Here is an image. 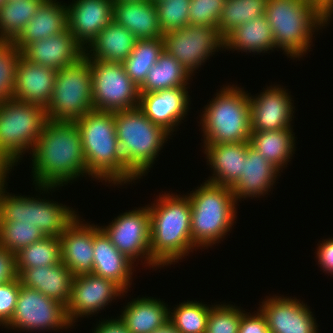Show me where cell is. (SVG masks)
<instances>
[{
    "instance_id": "23",
    "label": "cell",
    "mask_w": 333,
    "mask_h": 333,
    "mask_svg": "<svg viewBox=\"0 0 333 333\" xmlns=\"http://www.w3.org/2000/svg\"><path fill=\"white\" fill-rule=\"evenodd\" d=\"M92 274L107 278L118 284L125 294L131 285L133 262L122 254L110 241L105 232L94 225Z\"/></svg>"
},
{
    "instance_id": "42",
    "label": "cell",
    "mask_w": 333,
    "mask_h": 333,
    "mask_svg": "<svg viewBox=\"0 0 333 333\" xmlns=\"http://www.w3.org/2000/svg\"><path fill=\"white\" fill-rule=\"evenodd\" d=\"M243 312L231 304L212 305L205 333H238Z\"/></svg>"
},
{
    "instance_id": "12",
    "label": "cell",
    "mask_w": 333,
    "mask_h": 333,
    "mask_svg": "<svg viewBox=\"0 0 333 333\" xmlns=\"http://www.w3.org/2000/svg\"><path fill=\"white\" fill-rule=\"evenodd\" d=\"M66 307L48 298L36 289L20 287L15 312L5 328H19L20 331L63 329L71 327Z\"/></svg>"
},
{
    "instance_id": "25",
    "label": "cell",
    "mask_w": 333,
    "mask_h": 333,
    "mask_svg": "<svg viewBox=\"0 0 333 333\" xmlns=\"http://www.w3.org/2000/svg\"><path fill=\"white\" fill-rule=\"evenodd\" d=\"M280 170L261 157L251 145L247 148L243 172L239 179L230 187L235 200L246 197H260L267 194L273 187ZM253 196V197H252Z\"/></svg>"
},
{
    "instance_id": "16",
    "label": "cell",
    "mask_w": 333,
    "mask_h": 333,
    "mask_svg": "<svg viewBox=\"0 0 333 333\" xmlns=\"http://www.w3.org/2000/svg\"><path fill=\"white\" fill-rule=\"evenodd\" d=\"M260 306L258 310L272 333H318L309 306L296 298L273 296Z\"/></svg>"
},
{
    "instance_id": "39",
    "label": "cell",
    "mask_w": 333,
    "mask_h": 333,
    "mask_svg": "<svg viewBox=\"0 0 333 333\" xmlns=\"http://www.w3.org/2000/svg\"><path fill=\"white\" fill-rule=\"evenodd\" d=\"M45 237L32 223L0 221V247L13 254Z\"/></svg>"
},
{
    "instance_id": "50",
    "label": "cell",
    "mask_w": 333,
    "mask_h": 333,
    "mask_svg": "<svg viewBox=\"0 0 333 333\" xmlns=\"http://www.w3.org/2000/svg\"><path fill=\"white\" fill-rule=\"evenodd\" d=\"M316 6L320 8L330 19L333 15V0H316Z\"/></svg>"
},
{
    "instance_id": "4",
    "label": "cell",
    "mask_w": 333,
    "mask_h": 333,
    "mask_svg": "<svg viewBox=\"0 0 333 333\" xmlns=\"http://www.w3.org/2000/svg\"><path fill=\"white\" fill-rule=\"evenodd\" d=\"M264 15L276 48H281L293 59L301 58L307 52L312 32L330 21L320 8L307 0H268Z\"/></svg>"
},
{
    "instance_id": "18",
    "label": "cell",
    "mask_w": 333,
    "mask_h": 333,
    "mask_svg": "<svg viewBox=\"0 0 333 333\" xmlns=\"http://www.w3.org/2000/svg\"><path fill=\"white\" fill-rule=\"evenodd\" d=\"M73 2L67 6L68 30L85 49L113 21L114 0Z\"/></svg>"
},
{
    "instance_id": "33",
    "label": "cell",
    "mask_w": 333,
    "mask_h": 333,
    "mask_svg": "<svg viewBox=\"0 0 333 333\" xmlns=\"http://www.w3.org/2000/svg\"><path fill=\"white\" fill-rule=\"evenodd\" d=\"M191 75L181 63L166 50L147 73L145 81L138 87L139 93H150L164 89L185 87Z\"/></svg>"
},
{
    "instance_id": "30",
    "label": "cell",
    "mask_w": 333,
    "mask_h": 333,
    "mask_svg": "<svg viewBox=\"0 0 333 333\" xmlns=\"http://www.w3.org/2000/svg\"><path fill=\"white\" fill-rule=\"evenodd\" d=\"M119 316L130 333H151L169 321L170 309L160 299L137 298Z\"/></svg>"
},
{
    "instance_id": "13",
    "label": "cell",
    "mask_w": 333,
    "mask_h": 333,
    "mask_svg": "<svg viewBox=\"0 0 333 333\" xmlns=\"http://www.w3.org/2000/svg\"><path fill=\"white\" fill-rule=\"evenodd\" d=\"M164 50L177 59L192 76L212 52L224 49V37L217 27L187 25L164 33ZM206 59V60H205Z\"/></svg>"
},
{
    "instance_id": "24",
    "label": "cell",
    "mask_w": 333,
    "mask_h": 333,
    "mask_svg": "<svg viewBox=\"0 0 333 333\" xmlns=\"http://www.w3.org/2000/svg\"><path fill=\"white\" fill-rule=\"evenodd\" d=\"M22 286L36 289L65 307L71 297L74 275L60 261L53 266L16 269Z\"/></svg>"
},
{
    "instance_id": "19",
    "label": "cell",
    "mask_w": 333,
    "mask_h": 333,
    "mask_svg": "<svg viewBox=\"0 0 333 333\" xmlns=\"http://www.w3.org/2000/svg\"><path fill=\"white\" fill-rule=\"evenodd\" d=\"M187 88L176 87L139 93L138 108L150 121L170 134L175 131V127L185 118L189 110L188 105L191 101Z\"/></svg>"
},
{
    "instance_id": "28",
    "label": "cell",
    "mask_w": 333,
    "mask_h": 333,
    "mask_svg": "<svg viewBox=\"0 0 333 333\" xmlns=\"http://www.w3.org/2000/svg\"><path fill=\"white\" fill-rule=\"evenodd\" d=\"M56 1L44 0L34 17L14 40L20 51L32 42L47 39L68 29L67 5H62L61 2Z\"/></svg>"
},
{
    "instance_id": "2",
    "label": "cell",
    "mask_w": 333,
    "mask_h": 333,
    "mask_svg": "<svg viewBox=\"0 0 333 333\" xmlns=\"http://www.w3.org/2000/svg\"><path fill=\"white\" fill-rule=\"evenodd\" d=\"M75 122L89 177L113 185L137 180L124 164L116 135L114 112L93 109Z\"/></svg>"
},
{
    "instance_id": "14",
    "label": "cell",
    "mask_w": 333,
    "mask_h": 333,
    "mask_svg": "<svg viewBox=\"0 0 333 333\" xmlns=\"http://www.w3.org/2000/svg\"><path fill=\"white\" fill-rule=\"evenodd\" d=\"M112 244L129 260L145 258L147 266L159 267L150 255V213L148 206L124 212L108 226L100 227Z\"/></svg>"
},
{
    "instance_id": "3",
    "label": "cell",
    "mask_w": 333,
    "mask_h": 333,
    "mask_svg": "<svg viewBox=\"0 0 333 333\" xmlns=\"http://www.w3.org/2000/svg\"><path fill=\"white\" fill-rule=\"evenodd\" d=\"M156 201L148 206L150 255L159 267H164L178 262L196 246L191 238V205L188 196L165 193L159 195Z\"/></svg>"
},
{
    "instance_id": "8",
    "label": "cell",
    "mask_w": 333,
    "mask_h": 333,
    "mask_svg": "<svg viewBox=\"0 0 333 333\" xmlns=\"http://www.w3.org/2000/svg\"><path fill=\"white\" fill-rule=\"evenodd\" d=\"M47 120L45 108L38 104L0 102V153L12 166L27 150L31 154Z\"/></svg>"
},
{
    "instance_id": "6",
    "label": "cell",
    "mask_w": 333,
    "mask_h": 333,
    "mask_svg": "<svg viewBox=\"0 0 333 333\" xmlns=\"http://www.w3.org/2000/svg\"><path fill=\"white\" fill-rule=\"evenodd\" d=\"M188 196L191 205V238L196 247L218 243L233 226L236 200L230 187L204 182Z\"/></svg>"
},
{
    "instance_id": "53",
    "label": "cell",
    "mask_w": 333,
    "mask_h": 333,
    "mask_svg": "<svg viewBox=\"0 0 333 333\" xmlns=\"http://www.w3.org/2000/svg\"><path fill=\"white\" fill-rule=\"evenodd\" d=\"M307 1H309V2H311V3H313V4L316 5V0H307Z\"/></svg>"
},
{
    "instance_id": "54",
    "label": "cell",
    "mask_w": 333,
    "mask_h": 333,
    "mask_svg": "<svg viewBox=\"0 0 333 333\" xmlns=\"http://www.w3.org/2000/svg\"><path fill=\"white\" fill-rule=\"evenodd\" d=\"M6 0H0V6L5 3Z\"/></svg>"
},
{
    "instance_id": "38",
    "label": "cell",
    "mask_w": 333,
    "mask_h": 333,
    "mask_svg": "<svg viewBox=\"0 0 333 333\" xmlns=\"http://www.w3.org/2000/svg\"><path fill=\"white\" fill-rule=\"evenodd\" d=\"M176 308V309H175ZM170 311L169 321L180 333H205L210 307L201 302H183Z\"/></svg>"
},
{
    "instance_id": "15",
    "label": "cell",
    "mask_w": 333,
    "mask_h": 333,
    "mask_svg": "<svg viewBox=\"0 0 333 333\" xmlns=\"http://www.w3.org/2000/svg\"><path fill=\"white\" fill-rule=\"evenodd\" d=\"M124 292L115 282L92 273L74 276L66 306L69 323L73 326L77 318L95 315L116 297L125 295Z\"/></svg>"
},
{
    "instance_id": "35",
    "label": "cell",
    "mask_w": 333,
    "mask_h": 333,
    "mask_svg": "<svg viewBox=\"0 0 333 333\" xmlns=\"http://www.w3.org/2000/svg\"><path fill=\"white\" fill-rule=\"evenodd\" d=\"M44 0H6L0 6V40L14 41Z\"/></svg>"
},
{
    "instance_id": "9",
    "label": "cell",
    "mask_w": 333,
    "mask_h": 333,
    "mask_svg": "<svg viewBox=\"0 0 333 333\" xmlns=\"http://www.w3.org/2000/svg\"><path fill=\"white\" fill-rule=\"evenodd\" d=\"M93 109L90 60L84 56L57 70L46 116L51 121L75 122Z\"/></svg>"
},
{
    "instance_id": "44",
    "label": "cell",
    "mask_w": 333,
    "mask_h": 333,
    "mask_svg": "<svg viewBox=\"0 0 333 333\" xmlns=\"http://www.w3.org/2000/svg\"><path fill=\"white\" fill-rule=\"evenodd\" d=\"M21 283L19 278L0 284V326H5L12 318Z\"/></svg>"
},
{
    "instance_id": "5",
    "label": "cell",
    "mask_w": 333,
    "mask_h": 333,
    "mask_svg": "<svg viewBox=\"0 0 333 333\" xmlns=\"http://www.w3.org/2000/svg\"><path fill=\"white\" fill-rule=\"evenodd\" d=\"M114 121L124 164L139 179L151 168L171 134L150 121L138 107L115 111Z\"/></svg>"
},
{
    "instance_id": "11",
    "label": "cell",
    "mask_w": 333,
    "mask_h": 333,
    "mask_svg": "<svg viewBox=\"0 0 333 333\" xmlns=\"http://www.w3.org/2000/svg\"><path fill=\"white\" fill-rule=\"evenodd\" d=\"M89 60L94 110L115 112L138 107L139 88L123 63Z\"/></svg>"
},
{
    "instance_id": "29",
    "label": "cell",
    "mask_w": 333,
    "mask_h": 333,
    "mask_svg": "<svg viewBox=\"0 0 333 333\" xmlns=\"http://www.w3.org/2000/svg\"><path fill=\"white\" fill-rule=\"evenodd\" d=\"M136 41L137 38L131 32L113 20L85 48V56L88 59L123 63L131 54Z\"/></svg>"
},
{
    "instance_id": "48",
    "label": "cell",
    "mask_w": 333,
    "mask_h": 333,
    "mask_svg": "<svg viewBox=\"0 0 333 333\" xmlns=\"http://www.w3.org/2000/svg\"><path fill=\"white\" fill-rule=\"evenodd\" d=\"M93 333H130L120 318L99 321Z\"/></svg>"
},
{
    "instance_id": "32",
    "label": "cell",
    "mask_w": 333,
    "mask_h": 333,
    "mask_svg": "<svg viewBox=\"0 0 333 333\" xmlns=\"http://www.w3.org/2000/svg\"><path fill=\"white\" fill-rule=\"evenodd\" d=\"M292 128L251 132L250 145L256 149L262 158L269 161L279 170L287 165L294 153L295 136Z\"/></svg>"
},
{
    "instance_id": "41",
    "label": "cell",
    "mask_w": 333,
    "mask_h": 333,
    "mask_svg": "<svg viewBox=\"0 0 333 333\" xmlns=\"http://www.w3.org/2000/svg\"><path fill=\"white\" fill-rule=\"evenodd\" d=\"M190 2L191 0H162L155 2L158 22L163 34L180 30L190 25Z\"/></svg>"
},
{
    "instance_id": "37",
    "label": "cell",
    "mask_w": 333,
    "mask_h": 333,
    "mask_svg": "<svg viewBox=\"0 0 333 333\" xmlns=\"http://www.w3.org/2000/svg\"><path fill=\"white\" fill-rule=\"evenodd\" d=\"M268 0H226L217 28L225 37L234 28L264 15Z\"/></svg>"
},
{
    "instance_id": "7",
    "label": "cell",
    "mask_w": 333,
    "mask_h": 333,
    "mask_svg": "<svg viewBox=\"0 0 333 333\" xmlns=\"http://www.w3.org/2000/svg\"><path fill=\"white\" fill-rule=\"evenodd\" d=\"M201 114L204 145L249 142L250 98L243 88L224 86ZM206 138V139H205Z\"/></svg>"
},
{
    "instance_id": "22",
    "label": "cell",
    "mask_w": 333,
    "mask_h": 333,
    "mask_svg": "<svg viewBox=\"0 0 333 333\" xmlns=\"http://www.w3.org/2000/svg\"><path fill=\"white\" fill-rule=\"evenodd\" d=\"M82 222L78 216L59 237L61 262L74 276L93 272L94 225Z\"/></svg>"
},
{
    "instance_id": "10",
    "label": "cell",
    "mask_w": 333,
    "mask_h": 333,
    "mask_svg": "<svg viewBox=\"0 0 333 333\" xmlns=\"http://www.w3.org/2000/svg\"><path fill=\"white\" fill-rule=\"evenodd\" d=\"M5 190V184L0 185V221L32 223L45 236L60 237L78 217L72 208L56 201L15 196Z\"/></svg>"
},
{
    "instance_id": "47",
    "label": "cell",
    "mask_w": 333,
    "mask_h": 333,
    "mask_svg": "<svg viewBox=\"0 0 333 333\" xmlns=\"http://www.w3.org/2000/svg\"><path fill=\"white\" fill-rule=\"evenodd\" d=\"M318 263L320 268L333 275V238L326 239L317 248Z\"/></svg>"
},
{
    "instance_id": "27",
    "label": "cell",
    "mask_w": 333,
    "mask_h": 333,
    "mask_svg": "<svg viewBox=\"0 0 333 333\" xmlns=\"http://www.w3.org/2000/svg\"><path fill=\"white\" fill-rule=\"evenodd\" d=\"M249 145L250 142L204 145L207 162L213 170V176L206 181L231 187L243 172Z\"/></svg>"
},
{
    "instance_id": "1",
    "label": "cell",
    "mask_w": 333,
    "mask_h": 333,
    "mask_svg": "<svg viewBox=\"0 0 333 333\" xmlns=\"http://www.w3.org/2000/svg\"><path fill=\"white\" fill-rule=\"evenodd\" d=\"M31 155L35 189L54 191L88 174L76 122L48 119Z\"/></svg>"
},
{
    "instance_id": "40",
    "label": "cell",
    "mask_w": 333,
    "mask_h": 333,
    "mask_svg": "<svg viewBox=\"0 0 333 333\" xmlns=\"http://www.w3.org/2000/svg\"><path fill=\"white\" fill-rule=\"evenodd\" d=\"M21 54L14 41L0 40V102L14 99L16 68Z\"/></svg>"
},
{
    "instance_id": "26",
    "label": "cell",
    "mask_w": 333,
    "mask_h": 333,
    "mask_svg": "<svg viewBox=\"0 0 333 333\" xmlns=\"http://www.w3.org/2000/svg\"><path fill=\"white\" fill-rule=\"evenodd\" d=\"M113 20L137 39L162 38L164 35L152 0L114 2Z\"/></svg>"
},
{
    "instance_id": "17",
    "label": "cell",
    "mask_w": 333,
    "mask_h": 333,
    "mask_svg": "<svg viewBox=\"0 0 333 333\" xmlns=\"http://www.w3.org/2000/svg\"><path fill=\"white\" fill-rule=\"evenodd\" d=\"M280 86L268 87L250 98L251 132L289 129L293 116L291 96ZM257 97V98H256Z\"/></svg>"
},
{
    "instance_id": "51",
    "label": "cell",
    "mask_w": 333,
    "mask_h": 333,
    "mask_svg": "<svg viewBox=\"0 0 333 333\" xmlns=\"http://www.w3.org/2000/svg\"><path fill=\"white\" fill-rule=\"evenodd\" d=\"M151 333H180V332L170 321H168L162 327L155 329Z\"/></svg>"
},
{
    "instance_id": "49",
    "label": "cell",
    "mask_w": 333,
    "mask_h": 333,
    "mask_svg": "<svg viewBox=\"0 0 333 333\" xmlns=\"http://www.w3.org/2000/svg\"><path fill=\"white\" fill-rule=\"evenodd\" d=\"M12 167L13 166L0 153V185L6 184L7 181L5 178H8L6 176H8L7 174L12 170Z\"/></svg>"
},
{
    "instance_id": "45",
    "label": "cell",
    "mask_w": 333,
    "mask_h": 333,
    "mask_svg": "<svg viewBox=\"0 0 333 333\" xmlns=\"http://www.w3.org/2000/svg\"><path fill=\"white\" fill-rule=\"evenodd\" d=\"M238 333H272L266 324V320L258 310L254 315L244 313L239 325Z\"/></svg>"
},
{
    "instance_id": "46",
    "label": "cell",
    "mask_w": 333,
    "mask_h": 333,
    "mask_svg": "<svg viewBox=\"0 0 333 333\" xmlns=\"http://www.w3.org/2000/svg\"><path fill=\"white\" fill-rule=\"evenodd\" d=\"M17 278L15 254L0 247V284Z\"/></svg>"
},
{
    "instance_id": "52",
    "label": "cell",
    "mask_w": 333,
    "mask_h": 333,
    "mask_svg": "<svg viewBox=\"0 0 333 333\" xmlns=\"http://www.w3.org/2000/svg\"><path fill=\"white\" fill-rule=\"evenodd\" d=\"M125 1H145V0H114V2H125Z\"/></svg>"
},
{
    "instance_id": "20",
    "label": "cell",
    "mask_w": 333,
    "mask_h": 333,
    "mask_svg": "<svg viewBox=\"0 0 333 333\" xmlns=\"http://www.w3.org/2000/svg\"><path fill=\"white\" fill-rule=\"evenodd\" d=\"M22 55L29 61L59 70L78 62L85 49L66 31L27 45Z\"/></svg>"
},
{
    "instance_id": "36",
    "label": "cell",
    "mask_w": 333,
    "mask_h": 333,
    "mask_svg": "<svg viewBox=\"0 0 333 333\" xmlns=\"http://www.w3.org/2000/svg\"><path fill=\"white\" fill-rule=\"evenodd\" d=\"M60 261V240L55 236H45L15 254L16 269L53 266Z\"/></svg>"
},
{
    "instance_id": "31",
    "label": "cell",
    "mask_w": 333,
    "mask_h": 333,
    "mask_svg": "<svg viewBox=\"0 0 333 333\" xmlns=\"http://www.w3.org/2000/svg\"><path fill=\"white\" fill-rule=\"evenodd\" d=\"M224 48L261 53L276 48L271 27L265 15L237 26L224 37Z\"/></svg>"
},
{
    "instance_id": "43",
    "label": "cell",
    "mask_w": 333,
    "mask_h": 333,
    "mask_svg": "<svg viewBox=\"0 0 333 333\" xmlns=\"http://www.w3.org/2000/svg\"><path fill=\"white\" fill-rule=\"evenodd\" d=\"M226 0H191L189 24L217 27Z\"/></svg>"
},
{
    "instance_id": "21",
    "label": "cell",
    "mask_w": 333,
    "mask_h": 333,
    "mask_svg": "<svg viewBox=\"0 0 333 333\" xmlns=\"http://www.w3.org/2000/svg\"><path fill=\"white\" fill-rule=\"evenodd\" d=\"M57 70L27 60L22 54L16 68L14 99L46 108L50 103Z\"/></svg>"
},
{
    "instance_id": "34",
    "label": "cell",
    "mask_w": 333,
    "mask_h": 333,
    "mask_svg": "<svg viewBox=\"0 0 333 333\" xmlns=\"http://www.w3.org/2000/svg\"><path fill=\"white\" fill-rule=\"evenodd\" d=\"M164 50V38L137 39L131 54L123 62L129 78L139 87Z\"/></svg>"
}]
</instances>
